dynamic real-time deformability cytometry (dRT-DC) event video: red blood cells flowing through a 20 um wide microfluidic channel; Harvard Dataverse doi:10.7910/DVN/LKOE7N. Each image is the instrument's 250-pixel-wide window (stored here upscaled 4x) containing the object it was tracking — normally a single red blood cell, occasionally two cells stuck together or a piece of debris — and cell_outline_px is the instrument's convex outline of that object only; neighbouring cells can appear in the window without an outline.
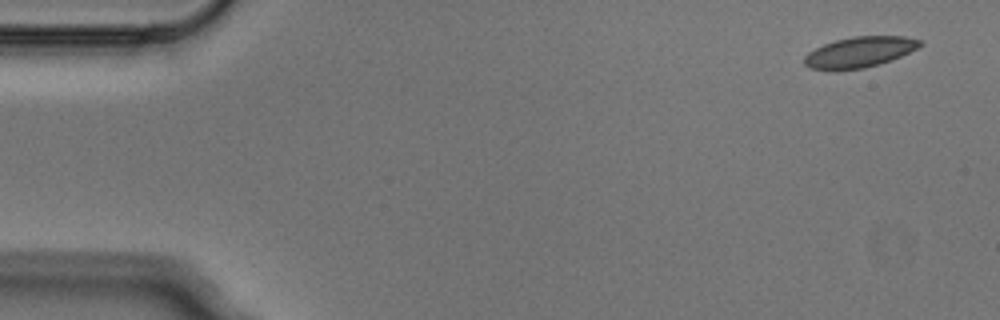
{"species": "Egyptian fruit bat (a non-hibernating species)", "species_latin": "Rousettus aegyptiacus", "temperature_condition": "cold", "stored_images_in_passage": 5, "segment_of_instrument_passage": [1, 2], "camera_frame_rate_fps": 3000, "um_per_image_px": 0.085, "animal": {"sex": "male"}, "frame": {"image": 1, "passage_image": 1, "time_ms": 0.0, "image_size_px": [1000, 320], "cell_outline_px": [[924, 44], [900, 56], [880, 64], [864, 68], [832, 72], [812, 68], [804, 64], [804, 56], [808, 52], [824, 44], [836, 40], [852, 36], [904, 36], [924, 40]], "centroid_in_image_um": [73.05, 4.44], "position_along_channel_um": 12.0, "area_um2": 20.92}}